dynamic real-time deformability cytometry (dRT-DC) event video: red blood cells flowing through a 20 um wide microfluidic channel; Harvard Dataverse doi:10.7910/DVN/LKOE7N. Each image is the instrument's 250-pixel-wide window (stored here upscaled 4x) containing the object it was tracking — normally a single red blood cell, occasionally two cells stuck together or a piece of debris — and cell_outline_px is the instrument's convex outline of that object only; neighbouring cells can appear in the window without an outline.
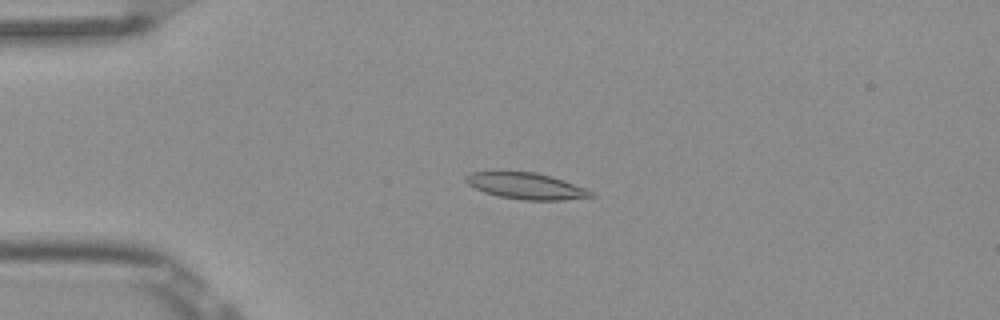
{"species": "Egyptian fruit bat (a non-hibernating species)", "species_latin": "Rousettus aegyptiacus", "temperature_condition": "room temperature", "stored_images_in_passage": 7, "camera_frame_rate_fps": 3000, "um_per_image_px": 0.085, "frame": {"image": 1, "passage_image": 4, "time_ms": 1.0, "image_size_px": [1000, 320], "cell_outline_px": [[596, 196], [560, 200], [524, 200], [496, 196], [484, 192], [468, 184], [464, 180], [464, 176], [472, 172], [536, 172], [552, 176], [564, 180], [584, 188], [592, 192]], "centroid_in_image_um": [44.7, 15.81], "position_along_channel_um": 40.3, "area_um2": 19.07}}
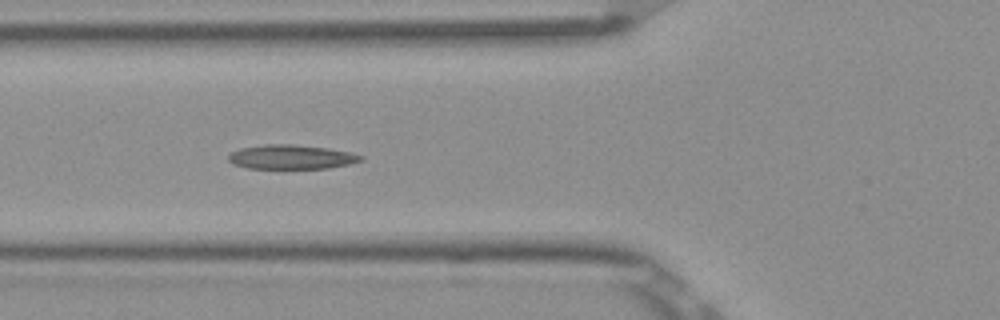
{"frame": {"image": 2, "passage_image": 6, "time_ms": 1.667, "image_size_px": [1000, 320], "cell_outline_px": [[364, 160], [348, 164], [328, 168], [248, 168], [232, 164], [228, 160], [228, 156], [232, 152], [240, 148], [264, 144], [292, 144], [328, 148], [348, 152], [364, 156]], "centroid_in_image_um": [24.74, 13.34], "position_along_channel_um": 101.1, "area_um2": 18.67}}
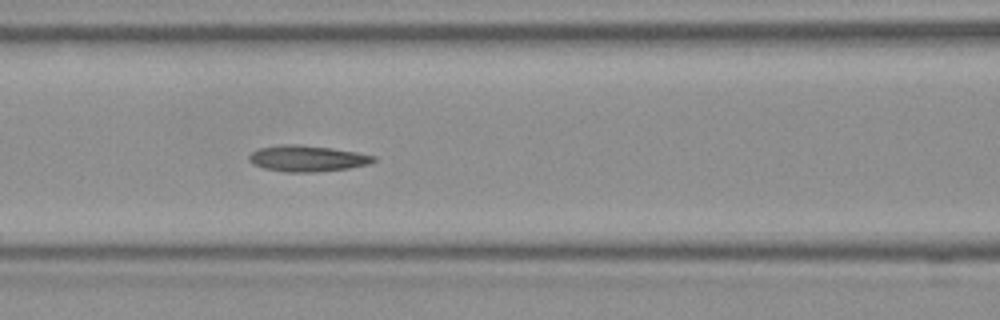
{"frame": {"image": 3, "passage_image": 7, "time_ms": 2.0, "image_size_px": [1000, 320], "cell_outline_px": [[376, 160], [368, 164], [348, 168], [316, 172], [284, 172], [264, 168], [252, 164], [248, 160], [248, 156], [252, 152], [260, 148], [280, 144], [300, 144], [332, 148], [356, 152], [376, 156]], "centroid_in_image_um": [26.09, 13.46], "position_along_channel_um": 140.5, "area_um2": 19.02}}